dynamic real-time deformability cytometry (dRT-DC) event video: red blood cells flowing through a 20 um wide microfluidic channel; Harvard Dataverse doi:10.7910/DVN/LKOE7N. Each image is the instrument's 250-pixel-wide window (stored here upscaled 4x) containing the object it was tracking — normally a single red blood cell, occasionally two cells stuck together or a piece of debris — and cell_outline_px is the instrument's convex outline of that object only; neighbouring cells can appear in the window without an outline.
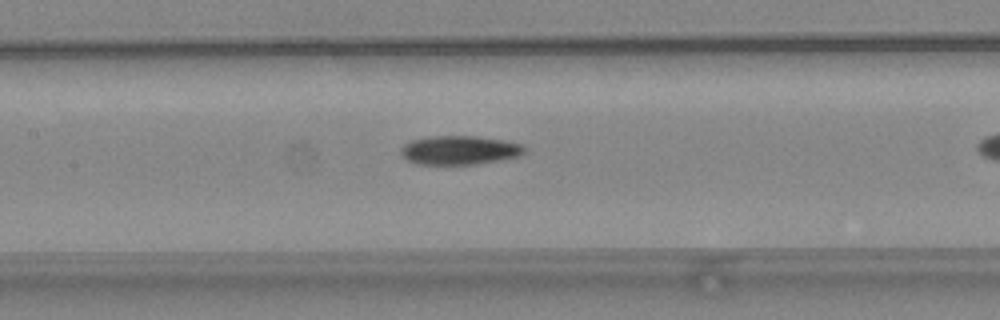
{"species": "common noctule bat (a hibernating species)", "species_latin": "Nyctalus noctula", "temperature_condition": "warm", "stored_images_in_passage": 35, "camera_frame_rate_fps": 3000, "um_per_image_px": 0.085, "animal": {"sex": "female", "body_mass_g": 24.6, "forearm_length_mm": 56.2}, "frame": {"image": 1, "passage_image": 18, "time_ms": 5.667, "image_size_px": [1000, 320], "cell_outline_px": [[524, 152], [520, 156], [500, 160], [476, 164], [416, 164], [408, 160], [400, 152], [400, 148], [404, 144], [412, 140], [432, 136], [476, 136], [504, 140], [524, 144]], "centroid_in_image_um": [39.07, 12.76], "position_along_channel_um": 168.3, "area_um2": 20.81}}
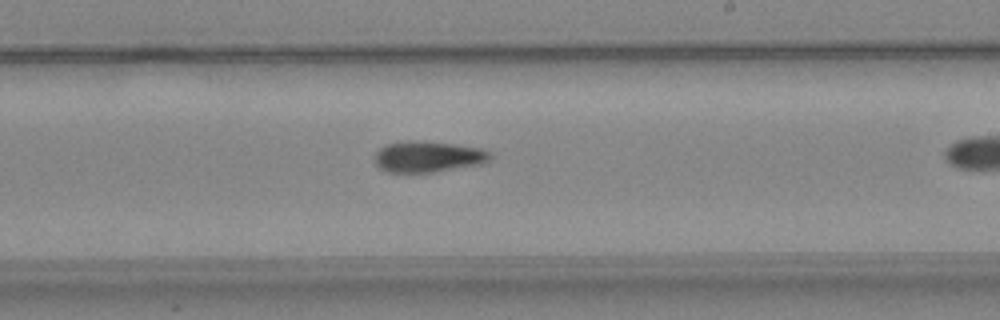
{"frame": {"image": 2, "passage_image": 24, "time_ms": 7.667, "image_size_px": [1000, 320], "cell_outline_px": [[492, 156], [488, 160], [480, 164], [432, 172], [388, 172], [380, 168], [376, 164], [376, 152], [380, 148], [388, 144], [408, 140], [424, 140], [480, 148], [492, 152]], "centroid_in_image_um": [36.39, 13.3], "position_along_channel_um": 252.6, "area_um2": 20.75}}
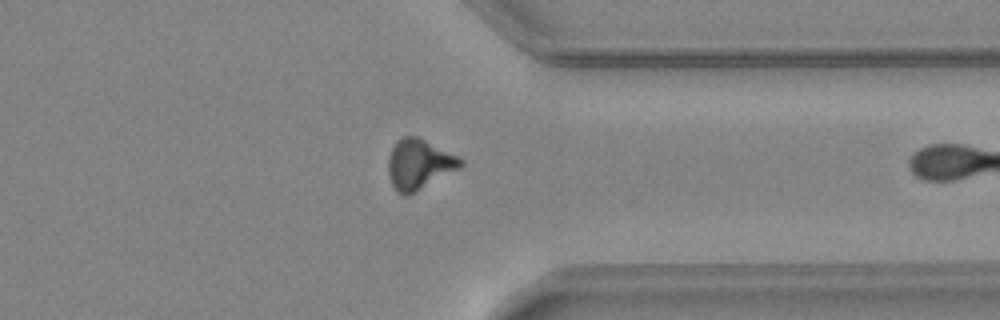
{"frame": {"image": 3, "passage_image": 33, "time_ms": 10.667, "image_size_px": [1000, 320], "cell_outline_px": [[464, 164], [460, 168], [416, 192], [408, 196], [404, 196], [396, 192], [388, 176], [388, 156], [392, 148], [404, 136], [416, 136], [464, 160]], "centroid_in_image_um": [35.6, 14.01], "position_along_channel_um": 375.8, "area_um2": 20.92}}